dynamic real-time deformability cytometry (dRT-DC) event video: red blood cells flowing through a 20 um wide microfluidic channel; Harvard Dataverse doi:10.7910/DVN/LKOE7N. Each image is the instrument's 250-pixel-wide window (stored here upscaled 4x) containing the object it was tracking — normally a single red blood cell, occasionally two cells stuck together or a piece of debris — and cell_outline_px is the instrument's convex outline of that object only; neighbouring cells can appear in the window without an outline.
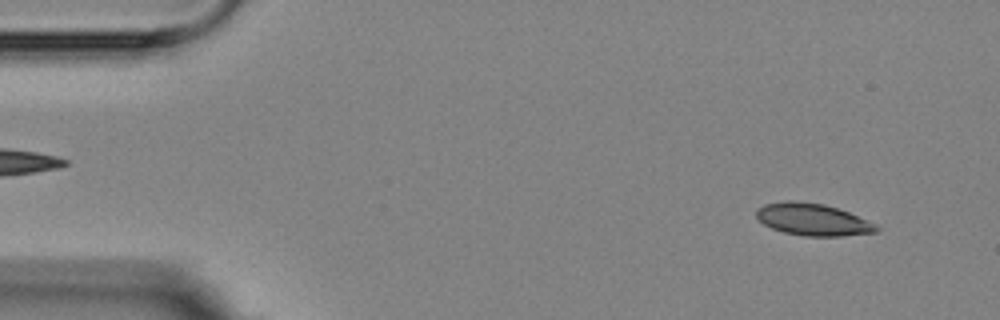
{"species": "Egyptian fruit bat (a non-hibernating species)", "species_latin": "Rousettus aegyptiacus", "temperature_condition": "room temperature", "stored_images_in_passage": 4, "camera_frame_rate_fps": 3000, "um_per_image_px": 0.085, "animal": {"sex": "female"}, "frame": {"image": 1, "passage_image": 1, "time_ms": 0.0, "image_size_px": [1000, 320], "cell_outline_px": [[880, 228], [876, 232], [840, 236], [804, 236], [784, 232], [772, 228], [764, 224], [756, 216], [756, 208], [764, 204], [784, 200], [792, 200], [824, 204], [848, 212], [876, 224]], "centroid_in_image_um": [69.06, 18.65], "position_along_channel_um": 15.9, "area_um2": 22.37}}
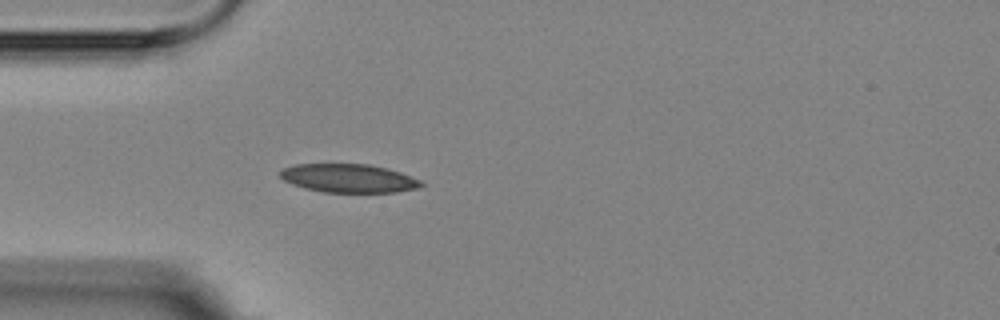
{"frame": {"image": 2, "passage_image": 4, "time_ms": 3.667, "image_size_px": [1000, 320], "cell_outline_px": [[424, 184], [416, 188], [396, 192], [324, 192], [304, 188], [292, 184], [284, 180], [280, 176], [280, 172], [284, 168], [296, 164], [368, 164], [388, 168], [400, 172], [420, 180]], "centroid_in_image_um": [29.63, 15.15], "position_along_channel_um": 55.4, "area_um2": 23.29}}